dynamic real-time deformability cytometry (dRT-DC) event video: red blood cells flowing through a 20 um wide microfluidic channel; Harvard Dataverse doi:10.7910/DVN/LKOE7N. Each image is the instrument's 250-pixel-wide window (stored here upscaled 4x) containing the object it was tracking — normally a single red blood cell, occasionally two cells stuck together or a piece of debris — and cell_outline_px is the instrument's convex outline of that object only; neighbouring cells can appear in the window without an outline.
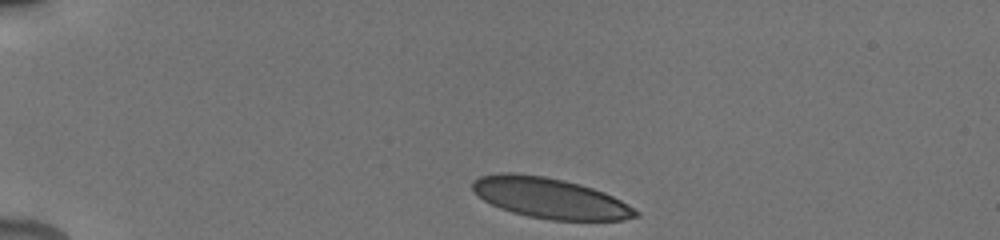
{"species": "human", "species_latin": "Homo sapiens", "temperature_condition": "cold", "stored_images_in_passage": 3, "camera_frame_rate_fps": 3000, "um_per_image_px": 0.085, "donor": {"sex": "male"}, "frame": {"image": 1, "passage_image": 1, "time_ms": 0.0, "image_size_px": [1000, 240], "cell_outline_px": [[640, 216], [624, 220], [552, 220], [528, 216], [512, 212], [500, 208], [484, 200], [472, 188], [472, 180], [480, 176], [500, 172], [512, 172], [544, 176], [564, 180], [580, 184], [604, 192], [620, 200], [640, 212]], "centroid_in_image_um": [46.75, 16.83], "position_along_channel_um": 38.3, "area_um2": 38.44}}